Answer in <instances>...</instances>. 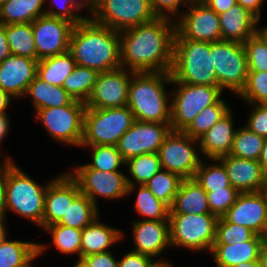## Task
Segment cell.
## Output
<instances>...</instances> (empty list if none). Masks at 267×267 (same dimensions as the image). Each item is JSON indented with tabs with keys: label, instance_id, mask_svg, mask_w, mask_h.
<instances>
[{
	"label": "cell",
	"instance_id": "cell-1",
	"mask_svg": "<svg viewBox=\"0 0 267 267\" xmlns=\"http://www.w3.org/2000/svg\"><path fill=\"white\" fill-rule=\"evenodd\" d=\"M175 20L157 17L120 33L121 67L133 72H170Z\"/></svg>",
	"mask_w": 267,
	"mask_h": 267
},
{
	"label": "cell",
	"instance_id": "cell-2",
	"mask_svg": "<svg viewBox=\"0 0 267 267\" xmlns=\"http://www.w3.org/2000/svg\"><path fill=\"white\" fill-rule=\"evenodd\" d=\"M69 52L76 65L98 73L121 68L120 33L84 19L72 30Z\"/></svg>",
	"mask_w": 267,
	"mask_h": 267
},
{
	"label": "cell",
	"instance_id": "cell-3",
	"mask_svg": "<svg viewBox=\"0 0 267 267\" xmlns=\"http://www.w3.org/2000/svg\"><path fill=\"white\" fill-rule=\"evenodd\" d=\"M171 82L170 72L133 73L127 106L134 114L135 120L157 123L171 122V100H169L171 96L165 89V86Z\"/></svg>",
	"mask_w": 267,
	"mask_h": 267
},
{
	"label": "cell",
	"instance_id": "cell-4",
	"mask_svg": "<svg viewBox=\"0 0 267 267\" xmlns=\"http://www.w3.org/2000/svg\"><path fill=\"white\" fill-rule=\"evenodd\" d=\"M50 182L42 186L21 170L14 160L6 159L5 211H13L42 227L45 193Z\"/></svg>",
	"mask_w": 267,
	"mask_h": 267
},
{
	"label": "cell",
	"instance_id": "cell-5",
	"mask_svg": "<svg viewBox=\"0 0 267 267\" xmlns=\"http://www.w3.org/2000/svg\"><path fill=\"white\" fill-rule=\"evenodd\" d=\"M211 53V43L174 39L172 80L177 82L218 86Z\"/></svg>",
	"mask_w": 267,
	"mask_h": 267
},
{
	"label": "cell",
	"instance_id": "cell-6",
	"mask_svg": "<svg viewBox=\"0 0 267 267\" xmlns=\"http://www.w3.org/2000/svg\"><path fill=\"white\" fill-rule=\"evenodd\" d=\"M134 121V114L127 105L105 109L86 108L81 145L116 146Z\"/></svg>",
	"mask_w": 267,
	"mask_h": 267
},
{
	"label": "cell",
	"instance_id": "cell-7",
	"mask_svg": "<svg viewBox=\"0 0 267 267\" xmlns=\"http://www.w3.org/2000/svg\"><path fill=\"white\" fill-rule=\"evenodd\" d=\"M176 85L171 93V129L184 131L206 107L216 104L223 94L220 86L194 85L172 80Z\"/></svg>",
	"mask_w": 267,
	"mask_h": 267
},
{
	"label": "cell",
	"instance_id": "cell-8",
	"mask_svg": "<svg viewBox=\"0 0 267 267\" xmlns=\"http://www.w3.org/2000/svg\"><path fill=\"white\" fill-rule=\"evenodd\" d=\"M218 217L206 214H169L170 245L192 251H209L215 241Z\"/></svg>",
	"mask_w": 267,
	"mask_h": 267
},
{
	"label": "cell",
	"instance_id": "cell-9",
	"mask_svg": "<svg viewBox=\"0 0 267 267\" xmlns=\"http://www.w3.org/2000/svg\"><path fill=\"white\" fill-rule=\"evenodd\" d=\"M156 18L150 0H94L91 17L95 23L118 32Z\"/></svg>",
	"mask_w": 267,
	"mask_h": 267
},
{
	"label": "cell",
	"instance_id": "cell-10",
	"mask_svg": "<svg viewBox=\"0 0 267 267\" xmlns=\"http://www.w3.org/2000/svg\"><path fill=\"white\" fill-rule=\"evenodd\" d=\"M210 55L218 86L222 90L226 88L239 95L245 87L248 76L243 43L224 40L213 42Z\"/></svg>",
	"mask_w": 267,
	"mask_h": 267
},
{
	"label": "cell",
	"instance_id": "cell-11",
	"mask_svg": "<svg viewBox=\"0 0 267 267\" xmlns=\"http://www.w3.org/2000/svg\"><path fill=\"white\" fill-rule=\"evenodd\" d=\"M85 109V103L73 100L69 105L62 107L39 109L35 111V116L54 141L80 147Z\"/></svg>",
	"mask_w": 267,
	"mask_h": 267
},
{
	"label": "cell",
	"instance_id": "cell-12",
	"mask_svg": "<svg viewBox=\"0 0 267 267\" xmlns=\"http://www.w3.org/2000/svg\"><path fill=\"white\" fill-rule=\"evenodd\" d=\"M199 140L193 139L184 131H173L167 135L158 154L162 169L179 175L182 179H192L201 163ZM199 154V155H198Z\"/></svg>",
	"mask_w": 267,
	"mask_h": 267
},
{
	"label": "cell",
	"instance_id": "cell-13",
	"mask_svg": "<svg viewBox=\"0 0 267 267\" xmlns=\"http://www.w3.org/2000/svg\"><path fill=\"white\" fill-rule=\"evenodd\" d=\"M175 23L174 39L210 43L222 40L219 14L201 0H194Z\"/></svg>",
	"mask_w": 267,
	"mask_h": 267
},
{
	"label": "cell",
	"instance_id": "cell-14",
	"mask_svg": "<svg viewBox=\"0 0 267 267\" xmlns=\"http://www.w3.org/2000/svg\"><path fill=\"white\" fill-rule=\"evenodd\" d=\"M170 123L143 122L135 120L122 135L116 147L124 161L146 153H158L167 135Z\"/></svg>",
	"mask_w": 267,
	"mask_h": 267
},
{
	"label": "cell",
	"instance_id": "cell-15",
	"mask_svg": "<svg viewBox=\"0 0 267 267\" xmlns=\"http://www.w3.org/2000/svg\"><path fill=\"white\" fill-rule=\"evenodd\" d=\"M74 24L61 18L42 15L32 22L36 59L60 55L69 51Z\"/></svg>",
	"mask_w": 267,
	"mask_h": 267
},
{
	"label": "cell",
	"instance_id": "cell-16",
	"mask_svg": "<svg viewBox=\"0 0 267 267\" xmlns=\"http://www.w3.org/2000/svg\"><path fill=\"white\" fill-rule=\"evenodd\" d=\"M69 174L78 182L81 193L96 206L98 197L113 200L127 196V176L120 170L75 169Z\"/></svg>",
	"mask_w": 267,
	"mask_h": 267
},
{
	"label": "cell",
	"instance_id": "cell-17",
	"mask_svg": "<svg viewBox=\"0 0 267 267\" xmlns=\"http://www.w3.org/2000/svg\"><path fill=\"white\" fill-rule=\"evenodd\" d=\"M133 73L122 67L99 73L93 91L85 103L86 108L105 109L126 106Z\"/></svg>",
	"mask_w": 267,
	"mask_h": 267
},
{
	"label": "cell",
	"instance_id": "cell-18",
	"mask_svg": "<svg viewBox=\"0 0 267 267\" xmlns=\"http://www.w3.org/2000/svg\"><path fill=\"white\" fill-rule=\"evenodd\" d=\"M222 217L227 222L245 226L263 237L267 230V207L262 191L240 193Z\"/></svg>",
	"mask_w": 267,
	"mask_h": 267
},
{
	"label": "cell",
	"instance_id": "cell-19",
	"mask_svg": "<svg viewBox=\"0 0 267 267\" xmlns=\"http://www.w3.org/2000/svg\"><path fill=\"white\" fill-rule=\"evenodd\" d=\"M80 193L78 182L69 172L52 179L45 193L42 228L57 224L66 214L69 203H72Z\"/></svg>",
	"mask_w": 267,
	"mask_h": 267
},
{
	"label": "cell",
	"instance_id": "cell-20",
	"mask_svg": "<svg viewBox=\"0 0 267 267\" xmlns=\"http://www.w3.org/2000/svg\"><path fill=\"white\" fill-rule=\"evenodd\" d=\"M37 59L10 55L0 62V89L12 98H22L37 75Z\"/></svg>",
	"mask_w": 267,
	"mask_h": 267
},
{
	"label": "cell",
	"instance_id": "cell-21",
	"mask_svg": "<svg viewBox=\"0 0 267 267\" xmlns=\"http://www.w3.org/2000/svg\"><path fill=\"white\" fill-rule=\"evenodd\" d=\"M224 166L230 184L240 193L259 192L267 184V175L257 160L226 155L218 159Z\"/></svg>",
	"mask_w": 267,
	"mask_h": 267
},
{
	"label": "cell",
	"instance_id": "cell-22",
	"mask_svg": "<svg viewBox=\"0 0 267 267\" xmlns=\"http://www.w3.org/2000/svg\"><path fill=\"white\" fill-rule=\"evenodd\" d=\"M134 252L156 258L171 247L169 220H134L132 224ZM169 246V247H168Z\"/></svg>",
	"mask_w": 267,
	"mask_h": 267
},
{
	"label": "cell",
	"instance_id": "cell-23",
	"mask_svg": "<svg viewBox=\"0 0 267 267\" xmlns=\"http://www.w3.org/2000/svg\"><path fill=\"white\" fill-rule=\"evenodd\" d=\"M233 112L230 109L213 127L199 139V152L208 159L229 155L237 129H234Z\"/></svg>",
	"mask_w": 267,
	"mask_h": 267
},
{
	"label": "cell",
	"instance_id": "cell-24",
	"mask_svg": "<svg viewBox=\"0 0 267 267\" xmlns=\"http://www.w3.org/2000/svg\"><path fill=\"white\" fill-rule=\"evenodd\" d=\"M221 36L224 41L246 42L258 32L260 20L238 3L219 14Z\"/></svg>",
	"mask_w": 267,
	"mask_h": 267
},
{
	"label": "cell",
	"instance_id": "cell-25",
	"mask_svg": "<svg viewBox=\"0 0 267 267\" xmlns=\"http://www.w3.org/2000/svg\"><path fill=\"white\" fill-rule=\"evenodd\" d=\"M263 237L254 235L250 240L233 244H213L211 255L216 267H233L241 262L259 260Z\"/></svg>",
	"mask_w": 267,
	"mask_h": 267
},
{
	"label": "cell",
	"instance_id": "cell-26",
	"mask_svg": "<svg viewBox=\"0 0 267 267\" xmlns=\"http://www.w3.org/2000/svg\"><path fill=\"white\" fill-rule=\"evenodd\" d=\"M124 237L121 229L113 228L100 222L96 217L88 226L82 230L81 236V258L110 251L109 247L119 243Z\"/></svg>",
	"mask_w": 267,
	"mask_h": 267
},
{
	"label": "cell",
	"instance_id": "cell-27",
	"mask_svg": "<svg viewBox=\"0 0 267 267\" xmlns=\"http://www.w3.org/2000/svg\"><path fill=\"white\" fill-rule=\"evenodd\" d=\"M211 213L206 191L194 179H183L175 195L170 214Z\"/></svg>",
	"mask_w": 267,
	"mask_h": 267
},
{
	"label": "cell",
	"instance_id": "cell-28",
	"mask_svg": "<svg viewBox=\"0 0 267 267\" xmlns=\"http://www.w3.org/2000/svg\"><path fill=\"white\" fill-rule=\"evenodd\" d=\"M46 247L36 242L6 238L0 243V267H31V261L42 255Z\"/></svg>",
	"mask_w": 267,
	"mask_h": 267
},
{
	"label": "cell",
	"instance_id": "cell-29",
	"mask_svg": "<svg viewBox=\"0 0 267 267\" xmlns=\"http://www.w3.org/2000/svg\"><path fill=\"white\" fill-rule=\"evenodd\" d=\"M31 96L35 111L43 108L69 105L73 99L61 86H53L37 75L29 84L24 96Z\"/></svg>",
	"mask_w": 267,
	"mask_h": 267
},
{
	"label": "cell",
	"instance_id": "cell-30",
	"mask_svg": "<svg viewBox=\"0 0 267 267\" xmlns=\"http://www.w3.org/2000/svg\"><path fill=\"white\" fill-rule=\"evenodd\" d=\"M45 0H9L0 6V24L32 23L45 15Z\"/></svg>",
	"mask_w": 267,
	"mask_h": 267
},
{
	"label": "cell",
	"instance_id": "cell-31",
	"mask_svg": "<svg viewBox=\"0 0 267 267\" xmlns=\"http://www.w3.org/2000/svg\"><path fill=\"white\" fill-rule=\"evenodd\" d=\"M75 66L76 62L68 51L38 60L37 76L48 84L62 87L64 80L72 74Z\"/></svg>",
	"mask_w": 267,
	"mask_h": 267
},
{
	"label": "cell",
	"instance_id": "cell-32",
	"mask_svg": "<svg viewBox=\"0 0 267 267\" xmlns=\"http://www.w3.org/2000/svg\"><path fill=\"white\" fill-rule=\"evenodd\" d=\"M128 165L127 196L135 191L136 185H145L157 172L162 169L158 153H146L133 157L125 161ZM137 183V184H136Z\"/></svg>",
	"mask_w": 267,
	"mask_h": 267
},
{
	"label": "cell",
	"instance_id": "cell-33",
	"mask_svg": "<svg viewBox=\"0 0 267 267\" xmlns=\"http://www.w3.org/2000/svg\"><path fill=\"white\" fill-rule=\"evenodd\" d=\"M98 211V207L87 195L80 193L72 203H69L66 214L57 224L83 230L99 216Z\"/></svg>",
	"mask_w": 267,
	"mask_h": 267
},
{
	"label": "cell",
	"instance_id": "cell-34",
	"mask_svg": "<svg viewBox=\"0 0 267 267\" xmlns=\"http://www.w3.org/2000/svg\"><path fill=\"white\" fill-rule=\"evenodd\" d=\"M99 73L91 68L76 65L62 85L73 100L86 103L90 97Z\"/></svg>",
	"mask_w": 267,
	"mask_h": 267
},
{
	"label": "cell",
	"instance_id": "cell-35",
	"mask_svg": "<svg viewBox=\"0 0 267 267\" xmlns=\"http://www.w3.org/2000/svg\"><path fill=\"white\" fill-rule=\"evenodd\" d=\"M6 35L12 55L36 59L32 23L6 25Z\"/></svg>",
	"mask_w": 267,
	"mask_h": 267
},
{
	"label": "cell",
	"instance_id": "cell-36",
	"mask_svg": "<svg viewBox=\"0 0 267 267\" xmlns=\"http://www.w3.org/2000/svg\"><path fill=\"white\" fill-rule=\"evenodd\" d=\"M49 4L50 8L46 10V15L65 19L74 25L81 23L84 19H91L94 11V0H50ZM83 9L90 12L89 17L78 14Z\"/></svg>",
	"mask_w": 267,
	"mask_h": 267
},
{
	"label": "cell",
	"instance_id": "cell-37",
	"mask_svg": "<svg viewBox=\"0 0 267 267\" xmlns=\"http://www.w3.org/2000/svg\"><path fill=\"white\" fill-rule=\"evenodd\" d=\"M223 99L216 104L204 108L184 130L193 139L199 140L211 127H213L228 111Z\"/></svg>",
	"mask_w": 267,
	"mask_h": 267
},
{
	"label": "cell",
	"instance_id": "cell-38",
	"mask_svg": "<svg viewBox=\"0 0 267 267\" xmlns=\"http://www.w3.org/2000/svg\"><path fill=\"white\" fill-rule=\"evenodd\" d=\"M264 140L265 138L252 132L247 127H239L235 133L229 155L259 161Z\"/></svg>",
	"mask_w": 267,
	"mask_h": 267
},
{
	"label": "cell",
	"instance_id": "cell-39",
	"mask_svg": "<svg viewBox=\"0 0 267 267\" xmlns=\"http://www.w3.org/2000/svg\"><path fill=\"white\" fill-rule=\"evenodd\" d=\"M211 161L213 163L208 165H206V162L202 163L201 161L194 179L206 192L233 187L230 184L225 166L218 159H211Z\"/></svg>",
	"mask_w": 267,
	"mask_h": 267
},
{
	"label": "cell",
	"instance_id": "cell-40",
	"mask_svg": "<svg viewBox=\"0 0 267 267\" xmlns=\"http://www.w3.org/2000/svg\"><path fill=\"white\" fill-rule=\"evenodd\" d=\"M89 146L92 150V162L77 166L74 169H97L101 171H117L121 165H125L121 154L114 145H80Z\"/></svg>",
	"mask_w": 267,
	"mask_h": 267
},
{
	"label": "cell",
	"instance_id": "cell-41",
	"mask_svg": "<svg viewBox=\"0 0 267 267\" xmlns=\"http://www.w3.org/2000/svg\"><path fill=\"white\" fill-rule=\"evenodd\" d=\"M182 180L179 175L161 169L145 185L157 199L171 207Z\"/></svg>",
	"mask_w": 267,
	"mask_h": 267
},
{
	"label": "cell",
	"instance_id": "cell-42",
	"mask_svg": "<svg viewBox=\"0 0 267 267\" xmlns=\"http://www.w3.org/2000/svg\"><path fill=\"white\" fill-rule=\"evenodd\" d=\"M138 186L135 208L145 220H169L170 207L157 199L146 185Z\"/></svg>",
	"mask_w": 267,
	"mask_h": 267
},
{
	"label": "cell",
	"instance_id": "cell-43",
	"mask_svg": "<svg viewBox=\"0 0 267 267\" xmlns=\"http://www.w3.org/2000/svg\"><path fill=\"white\" fill-rule=\"evenodd\" d=\"M52 236V244L62 254H78L81 259V236L82 230L72 227L53 224L44 228Z\"/></svg>",
	"mask_w": 267,
	"mask_h": 267
},
{
	"label": "cell",
	"instance_id": "cell-44",
	"mask_svg": "<svg viewBox=\"0 0 267 267\" xmlns=\"http://www.w3.org/2000/svg\"><path fill=\"white\" fill-rule=\"evenodd\" d=\"M248 72L267 71V41L257 32L243 43Z\"/></svg>",
	"mask_w": 267,
	"mask_h": 267
},
{
	"label": "cell",
	"instance_id": "cell-45",
	"mask_svg": "<svg viewBox=\"0 0 267 267\" xmlns=\"http://www.w3.org/2000/svg\"><path fill=\"white\" fill-rule=\"evenodd\" d=\"M255 233L240 224L227 222L223 217H218L216 223L214 244H235L250 240Z\"/></svg>",
	"mask_w": 267,
	"mask_h": 267
},
{
	"label": "cell",
	"instance_id": "cell-46",
	"mask_svg": "<svg viewBox=\"0 0 267 267\" xmlns=\"http://www.w3.org/2000/svg\"><path fill=\"white\" fill-rule=\"evenodd\" d=\"M238 96L246 104H267V71L248 72L245 87Z\"/></svg>",
	"mask_w": 267,
	"mask_h": 267
},
{
	"label": "cell",
	"instance_id": "cell-47",
	"mask_svg": "<svg viewBox=\"0 0 267 267\" xmlns=\"http://www.w3.org/2000/svg\"><path fill=\"white\" fill-rule=\"evenodd\" d=\"M240 192L234 187H226L206 192L210 212L222 217L235 203Z\"/></svg>",
	"mask_w": 267,
	"mask_h": 267
},
{
	"label": "cell",
	"instance_id": "cell-48",
	"mask_svg": "<svg viewBox=\"0 0 267 267\" xmlns=\"http://www.w3.org/2000/svg\"><path fill=\"white\" fill-rule=\"evenodd\" d=\"M161 258L154 261L150 256L131 250L121 260H118V267H175L171 262L164 260V257Z\"/></svg>",
	"mask_w": 267,
	"mask_h": 267
},
{
	"label": "cell",
	"instance_id": "cell-49",
	"mask_svg": "<svg viewBox=\"0 0 267 267\" xmlns=\"http://www.w3.org/2000/svg\"><path fill=\"white\" fill-rule=\"evenodd\" d=\"M252 111L245 127L263 138H267V104H249Z\"/></svg>",
	"mask_w": 267,
	"mask_h": 267
},
{
	"label": "cell",
	"instance_id": "cell-50",
	"mask_svg": "<svg viewBox=\"0 0 267 267\" xmlns=\"http://www.w3.org/2000/svg\"><path fill=\"white\" fill-rule=\"evenodd\" d=\"M194 0H150L153 12L157 17H166L176 20L181 12L179 9L182 4L188 7ZM175 18V19H174Z\"/></svg>",
	"mask_w": 267,
	"mask_h": 267
},
{
	"label": "cell",
	"instance_id": "cell-51",
	"mask_svg": "<svg viewBox=\"0 0 267 267\" xmlns=\"http://www.w3.org/2000/svg\"><path fill=\"white\" fill-rule=\"evenodd\" d=\"M80 261L86 267H118V260L111 251L91 254L81 258Z\"/></svg>",
	"mask_w": 267,
	"mask_h": 267
},
{
	"label": "cell",
	"instance_id": "cell-52",
	"mask_svg": "<svg viewBox=\"0 0 267 267\" xmlns=\"http://www.w3.org/2000/svg\"><path fill=\"white\" fill-rule=\"evenodd\" d=\"M6 159H12V157L6 156L4 163H0V216H6L5 205H6Z\"/></svg>",
	"mask_w": 267,
	"mask_h": 267
},
{
	"label": "cell",
	"instance_id": "cell-53",
	"mask_svg": "<svg viewBox=\"0 0 267 267\" xmlns=\"http://www.w3.org/2000/svg\"><path fill=\"white\" fill-rule=\"evenodd\" d=\"M217 14L228 11L232 6L237 4L236 0H201Z\"/></svg>",
	"mask_w": 267,
	"mask_h": 267
},
{
	"label": "cell",
	"instance_id": "cell-54",
	"mask_svg": "<svg viewBox=\"0 0 267 267\" xmlns=\"http://www.w3.org/2000/svg\"><path fill=\"white\" fill-rule=\"evenodd\" d=\"M265 0H236V2L243 8L249 10L259 20L261 19V7Z\"/></svg>",
	"mask_w": 267,
	"mask_h": 267
},
{
	"label": "cell",
	"instance_id": "cell-55",
	"mask_svg": "<svg viewBox=\"0 0 267 267\" xmlns=\"http://www.w3.org/2000/svg\"><path fill=\"white\" fill-rule=\"evenodd\" d=\"M10 55L11 51L6 35V25L0 24V62H3Z\"/></svg>",
	"mask_w": 267,
	"mask_h": 267
},
{
	"label": "cell",
	"instance_id": "cell-56",
	"mask_svg": "<svg viewBox=\"0 0 267 267\" xmlns=\"http://www.w3.org/2000/svg\"><path fill=\"white\" fill-rule=\"evenodd\" d=\"M10 120L7 113L0 114V146L10 130ZM1 148V147H0ZM1 150V149H0Z\"/></svg>",
	"mask_w": 267,
	"mask_h": 267
},
{
	"label": "cell",
	"instance_id": "cell-57",
	"mask_svg": "<svg viewBox=\"0 0 267 267\" xmlns=\"http://www.w3.org/2000/svg\"><path fill=\"white\" fill-rule=\"evenodd\" d=\"M12 99L8 93L0 89V114L8 113L6 110Z\"/></svg>",
	"mask_w": 267,
	"mask_h": 267
},
{
	"label": "cell",
	"instance_id": "cell-58",
	"mask_svg": "<svg viewBox=\"0 0 267 267\" xmlns=\"http://www.w3.org/2000/svg\"><path fill=\"white\" fill-rule=\"evenodd\" d=\"M259 162L263 167L264 172L267 175V138H265L263 143V148L259 157Z\"/></svg>",
	"mask_w": 267,
	"mask_h": 267
},
{
	"label": "cell",
	"instance_id": "cell-59",
	"mask_svg": "<svg viewBox=\"0 0 267 267\" xmlns=\"http://www.w3.org/2000/svg\"><path fill=\"white\" fill-rule=\"evenodd\" d=\"M5 219H7L6 216H0V243L7 238Z\"/></svg>",
	"mask_w": 267,
	"mask_h": 267
},
{
	"label": "cell",
	"instance_id": "cell-60",
	"mask_svg": "<svg viewBox=\"0 0 267 267\" xmlns=\"http://www.w3.org/2000/svg\"><path fill=\"white\" fill-rule=\"evenodd\" d=\"M259 262L261 267H267V247L264 245L260 249Z\"/></svg>",
	"mask_w": 267,
	"mask_h": 267
},
{
	"label": "cell",
	"instance_id": "cell-61",
	"mask_svg": "<svg viewBox=\"0 0 267 267\" xmlns=\"http://www.w3.org/2000/svg\"><path fill=\"white\" fill-rule=\"evenodd\" d=\"M233 267H261L259 260L251 261V262H241L238 265H235Z\"/></svg>",
	"mask_w": 267,
	"mask_h": 267
},
{
	"label": "cell",
	"instance_id": "cell-62",
	"mask_svg": "<svg viewBox=\"0 0 267 267\" xmlns=\"http://www.w3.org/2000/svg\"><path fill=\"white\" fill-rule=\"evenodd\" d=\"M258 32L263 36V38L267 41V26H263L258 29Z\"/></svg>",
	"mask_w": 267,
	"mask_h": 267
},
{
	"label": "cell",
	"instance_id": "cell-63",
	"mask_svg": "<svg viewBox=\"0 0 267 267\" xmlns=\"http://www.w3.org/2000/svg\"><path fill=\"white\" fill-rule=\"evenodd\" d=\"M261 191H262V193L264 195V199L266 201V207H267V184Z\"/></svg>",
	"mask_w": 267,
	"mask_h": 267
},
{
	"label": "cell",
	"instance_id": "cell-64",
	"mask_svg": "<svg viewBox=\"0 0 267 267\" xmlns=\"http://www.w3.org/2000/svg\"><path fill=\"white\" fill-rule=\"evenodd\" d=\"M263 245L265 247H267V230H266L265 234L263 235Z\"/></svg>",
	"mask_w": 267,
	"mask_h": 267
},
{
	"label": "cell",
	"instance_id": "cell-65",
	"mask_svg": "<svg viewBox=\"0 0 267 267\" xmlns=\"http://www.w3.org/2000/svg\"><path fill=\"white\" fill-rule=\"evenodd\" d=\"M73 267H86L80 260H77Z\"/></svg>",
	"mask_w": 267,
	"mask_h": 267
},
{
	"label": "cell",
	"instance_id": "cell-66",
	"mask_svg": "<svg viewBox=\"0 0 267 267\" xmlns=\"http://www.w3.org/2000/svg\"><path fill=\"white\" fill-rule=\"evenodd\" d=\"M7 1H9V0H0V6H1L3 3L7 2Z\"/></svg>",
	"mask_w": 267,
	"mask_h": 267
}]
</instances>
